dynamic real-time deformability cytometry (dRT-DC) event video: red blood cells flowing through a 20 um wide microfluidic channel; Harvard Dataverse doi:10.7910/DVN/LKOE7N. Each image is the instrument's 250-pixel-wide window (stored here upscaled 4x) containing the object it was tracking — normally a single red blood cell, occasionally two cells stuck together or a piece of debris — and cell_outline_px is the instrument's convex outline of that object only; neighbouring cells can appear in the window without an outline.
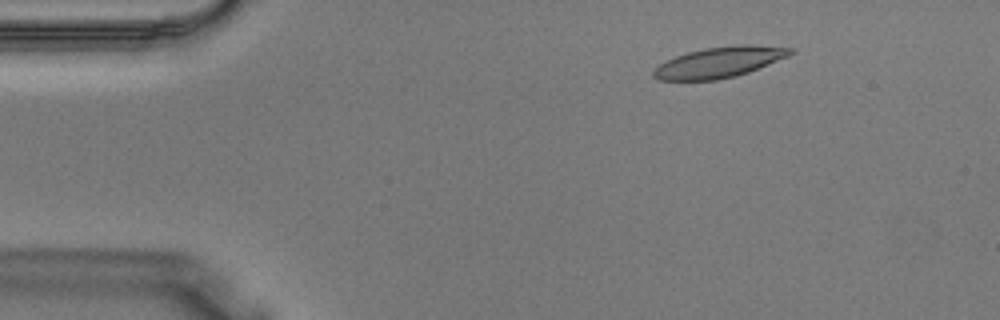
{"species": "Egyptian fruit bat (a non-hibernating species)", "species_latin": "Rousettus aegyptiacus", "temperature_condition": "warm", "stored_images_in_passage": 39, "camera_frame_rate_fps": 3000, "um_per_image_px": 0.085, "animal": {"sex": "male"}, "frame": {"image": 1, "passage_image": 6, "time_ms": 1.667, "image_size_px": [1000, 320], "cell_outline_px": [[792, 52], [788, 56], [748, 72], [736, 76], [716, 80], [656, 80], [652, 76], [652, 72], [660, 64], [676, 56], [688, 52], [704, 48], [740, 44], [748, 44], [792, 48]], "centroid_in_image_um": [61.11, 5.29], "position_along_channel_um": 23.9, "area_um2": 24.22}}
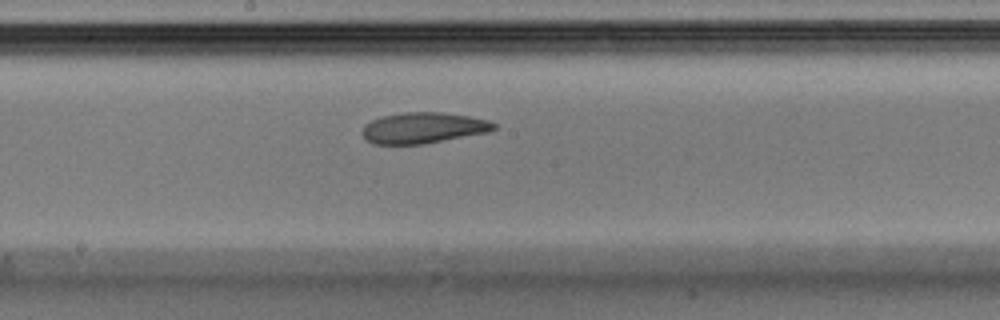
{"frame": {"image": 2, "passage_image": 21, "time_ms": 6.667, "image_size_px": [1000, 320], "cell_outline_px": [[496, 128], [488, 132], [424, 144], [372, 144], [364, 140], [364, 124], [380, 116], [404, 112], [440, 112], [468, 116], [488, 120], [496, 124]], "centroid_in_image_um": [35.96, 10.87], "position_along_channel_um": 212.2, "area_um2": 23.7}}
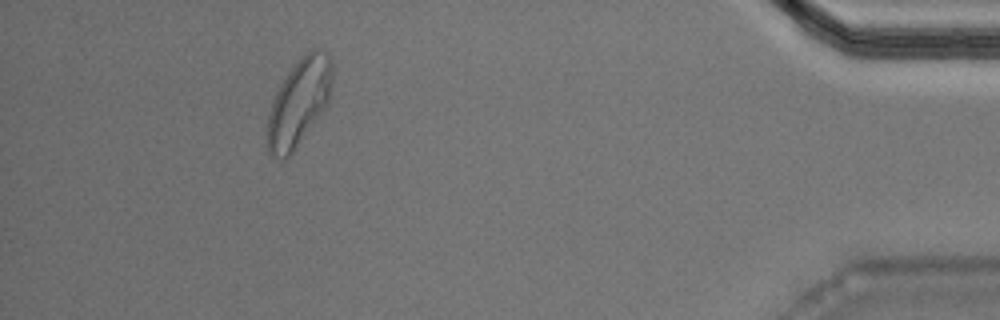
{"frame": {"image": 3, "passage_image": 36, "time_ms": 11.667, "image_size_px": [1000, 320], "cell_outline_px": [[332, 80], [328, 104], [320, 116], [292, 152], [284, 160], [280, 160], [272, 156], [268, 152], [268, 116], [272, 100], [280, 84], [288, 72], [304, 52], [312, 48], [320, 48], [328, 52], [332, 64]], "centroid_in_image_um": [25.43, 8.66], "position_along_channel_um": 409.8, "area_um2": 33.0}}